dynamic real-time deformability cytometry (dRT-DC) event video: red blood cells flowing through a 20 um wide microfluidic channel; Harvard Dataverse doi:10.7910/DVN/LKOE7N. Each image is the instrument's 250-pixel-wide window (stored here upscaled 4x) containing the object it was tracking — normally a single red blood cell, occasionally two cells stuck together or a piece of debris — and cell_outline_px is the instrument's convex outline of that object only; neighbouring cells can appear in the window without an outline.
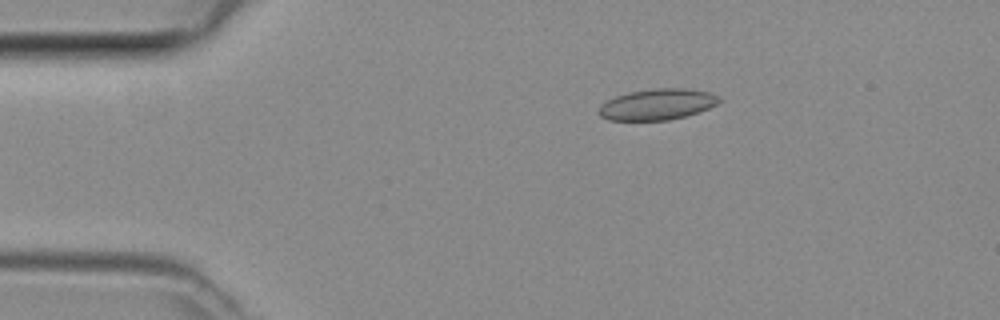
{"species": "common noctule bat (a hibernating species)", "species_latin": "Nyctalus noctula", "temperature_condition": "room temperature", "stored_images_in_passage": 39, "camera_frame_rate_fps": 3000, "um_per_image_px": 0.085, "animal": {"sex": "female", "body_mass_g": 29.2, "forearm_length_mm": 56.3}, "frame": {"image": 1, "passage_image": 1, "time_ms": 0.0, "image_size_px": [1000, 320], "cell_outline_px": [[720, 100], [716, 104], [708, 108], [684, 116], [668, 120], [608, 120], [600, 116], [600, 104], [616, 96], [628, 92], [656, 88], [684, 88], [708, 92], [720, 96]], "centroid_in_image_um": [55.85, 8.86], "position_along_channel_um": 29.1, "area_um2": 21.5}}
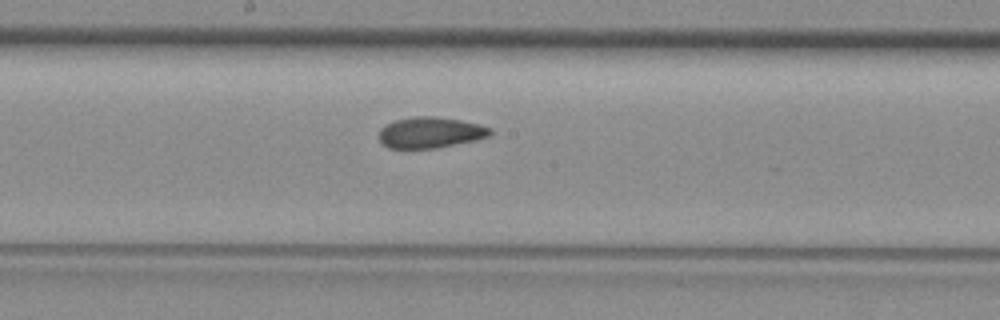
{"frame": {"image": 2, "passage_image": 17, "time_ms": 5.333, "image_size_px": [1000, 320], "cell_outline_px": [[492, 132], [488, 136], [472, 140], [436, 148], [388, 148], [380, 140], [380, 128], [396, 120], [416, 116], [436, 116], [460, 120], [480, 124], [492, 128]], "centroid_in_image_um": [36.59, 11.25], "position_along_channel_um": 211.6, "area_um2": 19.77}}
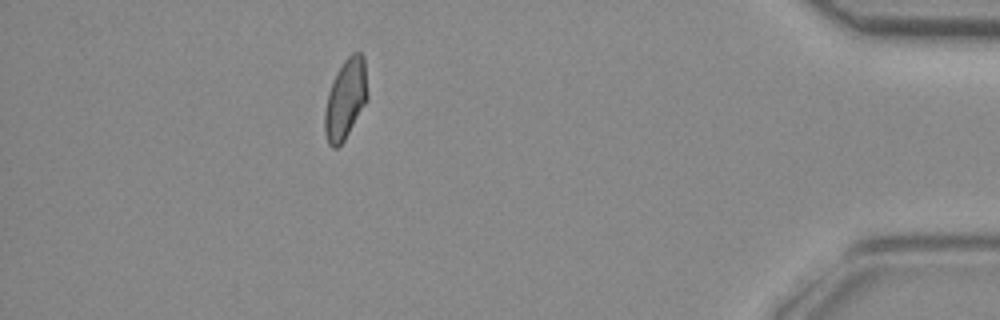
{"frame": {"image": 3, "passage_image": 34, "time_ms": 11.0, "image_size_px": [1000, 320], "cell_outline_px": [[368, 96], [364, 104], [344, 140], [336, 148], [332, 148], [328, 144], [324, 132], [324, 112], [328, 92], [332, 80], [344, 60], [352, 52], [360, 52], [364, 56]], "centroid_in_image_um": [29.35, 8.4], "position_along_channel_um": 405.9, "area_um2": 19.83}}